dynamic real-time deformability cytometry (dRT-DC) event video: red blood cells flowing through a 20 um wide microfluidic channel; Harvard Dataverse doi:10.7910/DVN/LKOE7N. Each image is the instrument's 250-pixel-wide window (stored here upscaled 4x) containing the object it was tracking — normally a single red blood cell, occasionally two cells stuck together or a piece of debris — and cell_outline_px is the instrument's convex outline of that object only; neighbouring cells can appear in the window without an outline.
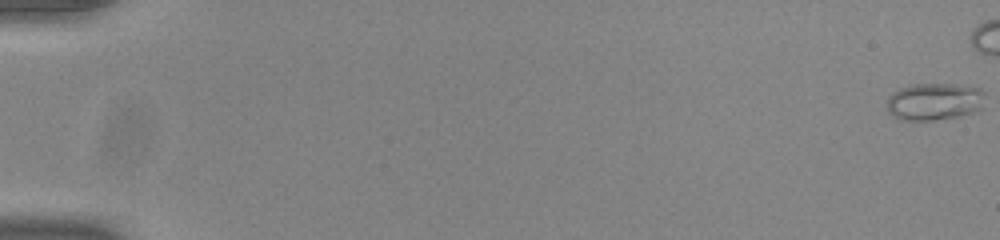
{"species": "common noctule bat (a hibernating species)", "species_latin": "Nyctalus noctula", "temperature_condition": "room temperature", "stored_images_in_passage": 10, "camera_frame_rate_fps": 3000, "um_per_image_px": 0.085, "animal": {"sex": "male", "body_mass_g": 20.0, "forearm_length_mm": 53.3}, "frame": {"image": 1, "passage_image": 1, "time_ms": 0.0, "image_size_px": [1000, 240], "cell_outline_px": [[984, 108], [960, 116], [932, 120], [904, 120], [892, 116], [888, 112], [888, 96], [892, 92], [900, 88], [912, 84], [956, 84], [980, 88], [984, 92]], "centroid_in_image_um": [79.44, 8.63], "position_along_channel_um": 5.6, "area_um2": 21.5}}